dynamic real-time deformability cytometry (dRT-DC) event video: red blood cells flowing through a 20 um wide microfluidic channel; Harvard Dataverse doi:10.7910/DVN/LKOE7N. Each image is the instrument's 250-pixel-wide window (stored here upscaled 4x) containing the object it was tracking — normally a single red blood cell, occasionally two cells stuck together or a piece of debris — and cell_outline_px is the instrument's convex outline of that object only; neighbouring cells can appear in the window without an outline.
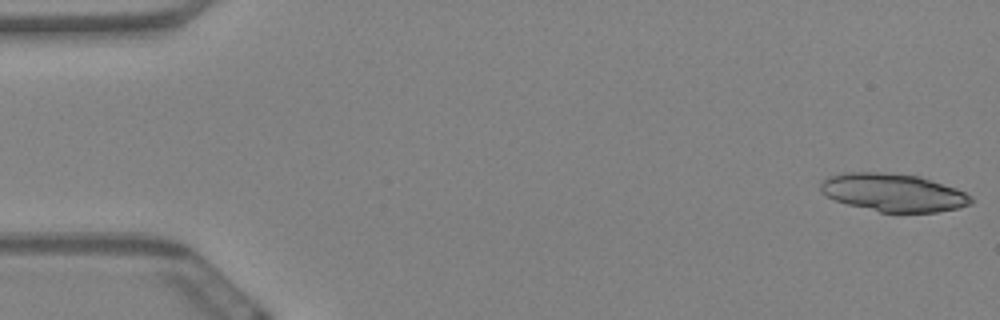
{"species": "Egyptian fruit bat (a non-hibernating species)", "species_latin": "Rousettus aegyptiacus", "temperature_condition": "warm", "stored_images_in_passage": 23, "camera_frame_rate_fps": 3000, "um_per_image_px": 0.085, "animal": {"sex": "female"}, "frame": {"image": 1, "passage_image": 1, "time_ms": 0.0, "image_size_px": [1000, 320], "cell_outline_px": [[976, 200], [972, 204], [956, 208], [936, 212], [880, 212], [848, 204], [836, 200], [820, 192], [820, 184], [828, 176], [840, 172], [884, 172], [920, 176], [956, 188], [972, 196]], "centroid_in_image_um": [75.95, 16.35], "position_along_channel_um": 9.1, "area_um2": 33.35}}
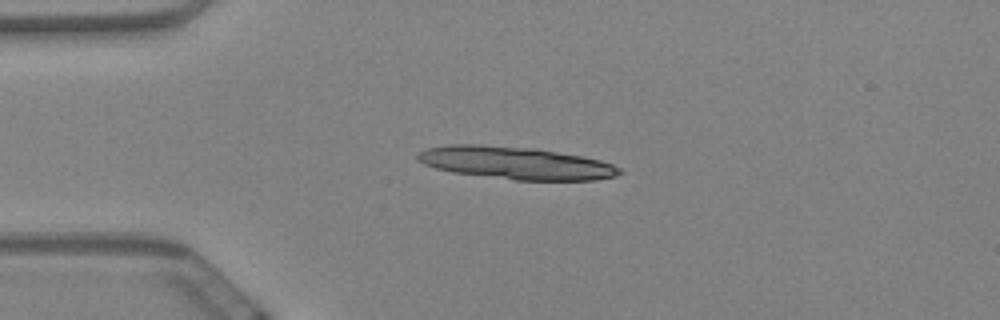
{"frame": {"image": 2, "passage_image": 14, "time_ms": 4.333, "image_size_px": [1000, 320], "cell_outline_px": [[624, 172], [616, 176], [596, 180], [512, 180], [452, 172], [436, 168], [424, 164], [416, 160], [416, 152], [424, 148], [448, 144], [480, 144], [536, 148], [580, 156], [600, 160], [612, 164], [620, 168]], "centroid_in_image_um": [43.78, 13.84], "position_along_channel_um": 41.2, "area_um2": 38.67}}